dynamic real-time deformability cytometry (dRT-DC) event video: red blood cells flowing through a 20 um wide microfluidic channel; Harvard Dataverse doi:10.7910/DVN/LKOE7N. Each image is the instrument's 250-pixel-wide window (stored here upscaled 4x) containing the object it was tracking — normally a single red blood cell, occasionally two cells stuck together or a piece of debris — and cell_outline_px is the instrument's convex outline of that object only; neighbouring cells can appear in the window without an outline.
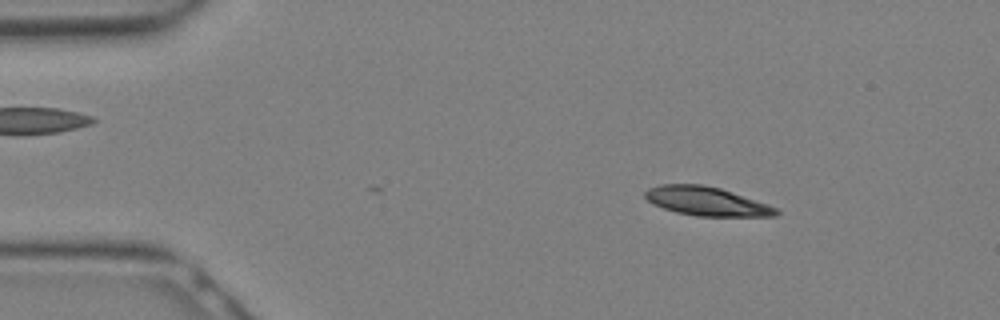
{"species": "Egyptian fruit bat (a non-hibernating species)", "species_latin": "Rousettus aegyptiacus", "temperature_condition": "warm", "stored_images_in_passage": 10, "camera_frame_rate_fps": 3000, "um_per_image_px": 0.085, "animal": {"sex": "female"}, "frame": {"image": 1, "passage_image": 2, "time_ms": 0.333, "image_size_px": [1000, 320], "cell_outline_px": [[780, 212], [776, 216], [696, 216], [676, 212], [652, 204], [644, 196], [644, 192], [648, 188], [660, 184], [704, 184], [720, 188], [768, 204], [776, 208]], "centroid_in_image_um": [60.03, 17.1], "position_along_channel_um": 25.0, "area_um2": 22.02}}
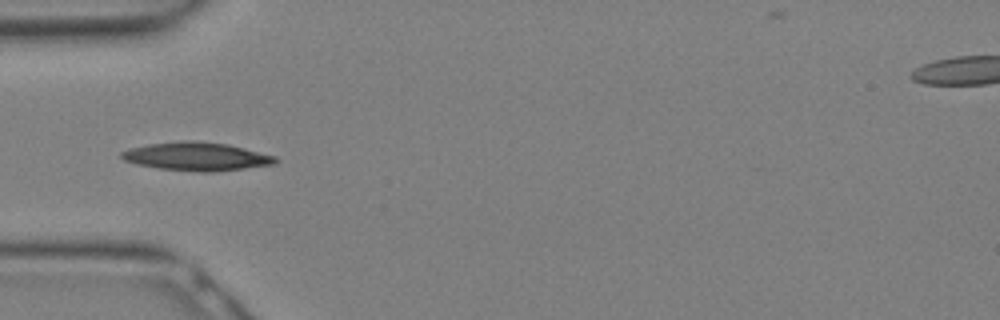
{"frame": {"image": 2, "passage_image": 7, "time_ms": 2.0, "image_size_px": [1000, 320], "cell_outline_px": [[280, 160], [276, 164], [212, 172], [200, 172], [160, 168], [140, 164], [124, 160], [120, 156], [120, 152], [132, 148], [148, 144], [184, 140], [192, 140], [228, 144], [276, 156]], "centroid_in_image_um": [16.76, 13.29], "position_along_channel_um": 68.2, "area_um2": 25.26}}
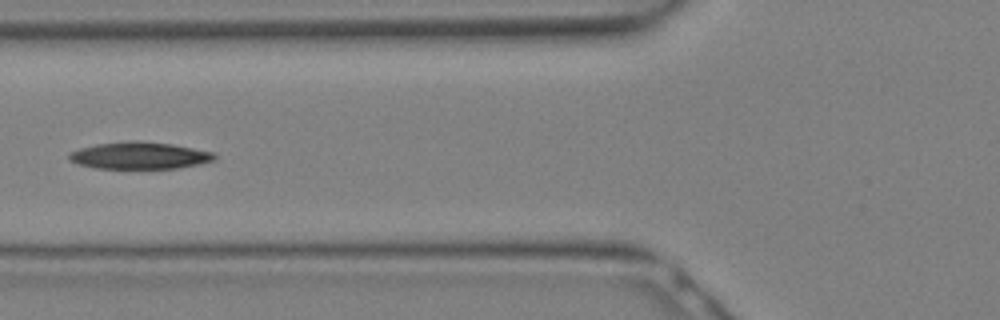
{"frame": {"image": 3, "passage_image": 9, "time_ms": 2.667, "image_size_px": [1000, 320], "cell_outline_px": [[216, 160], [200, 164], [176, 168], [96, 168], [76, 164], [68, 160], [68, 152], [80, 148], [96, 144], [128, 140], [140, 140], [172, 144], [216, 152]], "centroid_in_image_um": [11.85, 13.21], "position_along_channel_um": 113.9, "area_um2": 23.24}}